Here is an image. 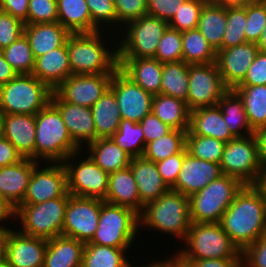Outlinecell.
<instances>
[{"instance_id":"obj_11","label":"cell","mask_w":266,"mask_h":267,"mask_svg":"<svg viewBox=\"0 0 266 267\" xmlns=\"http://www.w3.org/2000/svg\"><path fill=\"white\" fill-rule=\"evenodd\" d=\"M220 167L224 175L238 178L244 185H255L263 169L253 134L235 137L226 143Z\"/></svg>"},{"instance_id":"obj_35","label":"cell","mask_w":266,"mask_h":267,"mask_svg":"<svg viewBox=\"0 0 266 267\" xmlns=\"http://www.w3.org/2000/svg\"><path fill=\"white\" fill-rule=\"evenodd\" d=\"M217 105L221 109L223 119L234 137H246L253 134L254 130L248 122L243 101L233 89H229L220 98Z\"/></svg>"},{"instance_id":"obj_7","label":"cell","mask_w":266,"mask_h":267,"mask_svg":"<svg viewBox=\"0 0 266 267\" xmlns=\"http://www.w3.org/2000/svg\"><path fill=\"white\" fill-rule=\"evenodd\" d=\"M53 91L33 74H18L0 86L3 114L36 115L51 99Z\"/></svg>"},{"instance_id":"obj_33","label":"cell","mask_w":266,"mask_h":267,"mask_svg":"<svg viewBox=\"0 0 266 267\" xmlns=\"http://www.w3.org/2000/svg\"><path fill=\"white\" fill-rule=\"evenodd\" d=\"M97 138H109L118 131L121 116L115 94L108 89L91 107Z\"/></svg>"},{"instance_id":"obj_55","label":"cell","mask_w":266,"mask_h":267,"mask_svg":"<svg viewBox=\"0 0 266 267\" xmlns=\"http://www.w3.org/2000/svg\"><path fill=\"white\" fill-rule=\"evenodd\" d=\"M243 267H266V235L242 251Z\"/></svg>"},{"instance_id":"obj_52","label":"cell","mask_w":266,"mask_h":267,"mask_svg":"<svg viewBox=\"0 0 266 267\" xmlns=\"http://www.w3.org/2000/svg\"><path fill=\"white\" fill-rule=\"evenodd\" d=\"M24 25L18 18L0 10V50L23 35Z\"/></svg>"},{"instance_id":"obj_56","label":"cell","mask_w":266,"mask_h":267,"mask_svg":"<svg viewBox=\"0 0 266 267\" xmlns=\"http://www.w3.org/2000/svg\"><path fill=\"white\" fill-rule=\"evenodd\" d=\"M139 124L142 127L144 133L145 144L152 142L167 133H169L172 128L167 124L163 123L157 116L152 112L148 113Z\"/></svg>"},{"instance_id":"obj_47","label":"cell","mask_w":266,"mask_h":267,"mask_svg":"<svg viewBox=\"0 0 266 267\" xmlns=\"http://www.w3.org/2000/svg\"><path fill=\"white\" fill-rule=\"evenodd\" d=\"M208 0H187L168 23L169 27L179 32L196 29L204 4Z\"/></svg>"},{"instance_id":"obj_20","label":"cell","mask_w":266,"mask_h":267,"mask_svg":"<svg viewBox=\"0 0 266 267\" xmlns=\"http://www.w3.org/2000/svg\"><path fill=\"white\" fill-rule=\"evenodd\" d=\"M50 102L59 110L72 140L81 150L97 139L91 108L64 102L54 92Z\"/></svg>"},{"instance_id":"obj_5","label":"cell","mask_w":266,"mask_h":267,"mask_svg":"<svg viewBox=\"0 0 266 267\" xmlns=\"http://www.w3.org/2000/svg\"><path fill=\"white\" fill-rule=\"evenodd\" d=\"M175 255L179 260L242 258V251L231 241L220 223H190L185 242ZM181 248V249H180Z\"/></svg>"},{"instance_id":"obj_30","label":"cell","mask_w":266,"mask_h":267,"mask_svg":"<svg viewBox=\"0 0 266 267\" xmlns=\"http://www.w3.org/2000/svg\"><path fill=\"white\" fill-rule=\"evenodd\" d=\"M85 243L63 235L47 240L44 267H81Z\"/></svg>"},{"instance_id":"obj_50","label":"cell","mask_w":266,"mask_h":267,"mask_svg":"<svg viewBox=\"0 0 266 267\" xmlns=\"http://www.w3.org/2000/svg\"><path fill=\"white\" fill-rule=\"evenodd\" d=\"M57 20V0H29L27 24L51 23Z\"/></svg>"},{"instance_id":"obj_66","label":"cell","mask_w":266,"mask_h":267,"mask_svg":"<svg viewBox=\"0 0 266 267\" xmlns=\"http://www.w3.org/2000/svg\"><path fill=\"white\" fill-rule=\"evenodd\" d=\"M209 2L222 6V7H240L246 3L243 0H208Z\"/></svg>"},{"instance_id":"obj_3","label":"cell","mask_w":266,"mask_h":267,"mask_svg":"<svg viewBox=\"0 0 266 267\" xmlns=\"http://www.w3.org/2000/svg\"><path fill=\"white\" fill-rule=\"evenodd\" d=\"M190 223L189 197L171 188L157 200L147 203L139 214V227L173 235L183 243Z\"/></svg>"},{"instance_id":"obj_4","label":"cell","mask_w":266,"mask_h":267,"mask_svg":"<svg viewBox=\"0 0 266 267\" xmlns=\"http://www.w3.org/2000/svg\"><path fill=\"white\" fill-rule=\"evenodd\" d=\"M35 161L63 163L81 150L72 140L59 110L49 102L35 115Z\"/></svg>"},{"instance_id":"obj_67","label":"cell","mask_w":266,"mask_h":267,"mask_svg":"<svg viewBox=\"0 0 266 267\" xmlns=\"http://www.w3.org/2000/svg\"><path fill=\"white\" fill-rule=\"evenodd\" d=\"M255 186L262 192L263 197L266 201V165L263 166V169Z\"/></svg>"},{"instance_id":"obj_45","label":"cell","mask_w":266,"mask_h":267,"mask_svg":"<svg viewBox=\"0 0 266 267\" xmlns=\"http://www.w3.org/2000/svg\"><path fill=\"white\" fill-rule=\"evenodd\" d=\"M246 4L240 7H227V22L222 40V49L247 42L245 37Z\"/></svg>"},{"instance_id":"obj_29","label":"cell","mask_w":266,"mask_h":267,"mask_svg":"<svg viewBox=\"0 0 266 267\" xmlns=\"http://www.w3.org/2000/svg\"><path fill=\"white\" fill-rule=\"evenodd\" d=\"M186 135L213 137L225 143L235 138L230 133L218 105L190 112V126Z\"/></svg>"},{"instance_id":"obj_27","label":"cell","mask_w":266,"mask_h":267,"mask_svg":"<svg viewBox=\"0 0 266 267\" xmlns=\"http://www.w3.org/2000/svg\"><path fill=\"white\" fill-rule=\"evenodd\" d=\"M103 200L131 208L138 214L142 212L144 205L140 202L138 187L130 167L109 173L108 191Z\"/></svg>"},{"instance_id":"obj_22","label":"cell","mask_w":266,"mask_h":267,"mask_svg":"<svg viewBox=\"0 0 266 267\" xmlns=\"http://www.w3.org/2000/svg\"><path fill=\"white\" fill-rule=\"evenodd\" d=\"M38 163L30 158H23L15 164L0 168V195L14 209L22 203Z\"/></svg>"},{"instance_id":"obj_12","label":"cell","mask_w":266,"mask_h":267,"mask_svg":"<svg viewBox=\"0 0 266 267\" xmlns=\"http://www.w3.org/2000/svg\"><path fill=\"white\" fill-rule=\"evenodd\" d=\"M80 153L82 150L71 154L63 162L67 172L68 192L77 197L103 200L108 191L109 173L103 171L87 153V157H81V160L78 157Z\"/></svg>"},{"instance_id":"obj_40","label":"cell","mask_w":266,"mask_h":267,"mask_svg":"<svg viewBox=\"0 0 266 267\" xmlns=\"http://www.w3.org/2000/svg\"><path fill=\"white\" fill-rule=\"evenodd\" d=\"M216 60V51L196 28L182 32V61L187 64H208Z\"/></svg>"},{"instance_id":"obj_23","label":"cell","mask_w":266,"mask_h":267,"mask_svg":"<svg viewBox=\"0 0 266 267\" xmlns=\"http://www.w3.org/2000/svg\"><path fill=\"white\" fill-rule=\"evenodd\" d=\"M35 115L3 114L1 134L23 158L35 161Z\"/></svg>"},{"instance_id":"obj_48","label":"cell","mask_w":266,"mask_h":267,"mask_svg":"<svg viewBox=\"0 0 266 267\" xmlns=\"http://www.w3.org/2000/svg\"><path fill=\"white\" fill-rule=\"evenodd\" d=\"M154 58L161 63L182 61V32L168 27L160 38Z\"/></svg>"},{"instance_id":"obj_2","label":"cell","mask_w":266,"mask_h":267,"mask_svg":"<svg viewBox=\"0 0 266 267\" xmlns=\"http://www.w3.org/2000/svg\"><path fill=\"white\" fill-rule=\"evenodd\" d=\"M106 32L110 34L106 30L69 35L67 50L72 75L113 74L119 68L118 43H116L118 41L112 44L107 42L104 39ZM108 43L112 47L110 45L108 47Z\"/></svg>"},{"instance_id":"obj_38","label":"cell","mask_w":266,"mask_h":267,"mask_svg":"<svg viewBox=\"0 0 266 267\" xmlns=\"http://www.w3.org/2000/svg\"><path fill=\"white\" fill-rule=\"evenodd\" d=\"M242 99L248 122L253 130L266 126V85L236 86Z\"/></svg>"},{"instance_id":"obj_17","label":"cell","mask_w":266,"mask_h":267,"mask_svg":"<svg viewBox=\"0 0 266 267\" xmlns=\"http://www.w3.org/2000/svg\"><path fill=\"white\" fill-rule=\"evenodd\" d=\"M113 74L71 75L53 92L64 102L91 108L110 88Z\"/></svg>"},{"instance_id":"obj_64","label":"cell","mask_w":266,"mask_h":267,"mask_svg":"<svg viewBox=\"0 0 266 267\" xmlns=\"http://www.w3.org/2000/svg\"><path fill=\"white\" fill-rule=\"evenodd\" d=\"M172 256L170 258L167 257L165 260L161 259V261L153 260L150 264H147L145 266L143 265L140 267H183V264L178 259V257L175 254H173ZM133 267H136V266H133Z\"/></svg>"},{"instance_id":"obj_53","label":"cell","mask_w":266,"mask_h":267,"mask_svg":"<svg viewBox=\"0 0 266 267\" xmlns=\"http://www.w3.org/2000/svg\"><path fill=\"white\" fill-rule=\"evenodd\" d=\"M183 159L184 149L180 153L156 162L157 170L169 188H172L177 182Z\"/></svg>"},{"instance_id":"obj_28","label":"cell","mask_w":266,"mask_h":267,"mask_svg":"<svg viewBox=\"0 0 266 267\" xmlns=\"http://www.w3.org/2000/svg\"><path fill=\"white\" fill-rule=\"evenodd\" d=\"M23 34L27 38L34 58L64 45L71 34L58 21L25 24Z\"/></svg>"},{"instance_id":"obj_57","label":"cell","mask_w":266,"mask_h":267,"mask_svg":"<svg viewBox=\"0 0 266 267\" xmlns=\"http://www.w3.org/2000/svg\"><path fill=\"white\" fill-rule=\"evenodd\" d=\"M257 85H266V52L262 51H259L245 78L238 86Z\"/></svg>"},{"instance_id":"obj_26","label":"cell","mask_w":266,"mask_h":267,"mask_svg":"<svg viewBox=\"0 0 266 267\" xmlns=\"http://www.w3.org/2000/svg\"><path fill=\"white\" fill-rule=\"evenodd\" d=\"M138 187L140 202L145 206L150 201L157 200L170 188L162 180L156 163L142 157H132L129 165Z\"/></svg>"},{"instance_id":"obj_41","label":"cell","mask_w":266,"mask_h":267,"mask_svg":"<svg viewBox=\"0 0 266 267\" xmlns=\"http://www.w3.org/2000/svg\"><path fill=\"white\" fill-rule=\"evenodd\" d=\"M187 131L172 129L166 135L147 143L143 157L156 163L180 153L186 147Z\"/></svg>"},{"instance_id":"obj_63","label":"cell","mask_w":266,"mask_h":267,"mask_svg":"<svg viewBox=\"0 0 266 267\" xmlns=\"http://www.w3.org/2000/svg\"><path fill=\"white\" fill-rule=\"evenodd\" d=\"M15 219V209L0 195V228H7L3 222Z\"/></svg>"},{"instance_id":"obj_43","label":"cell","mask_w":266,"mask_h":267,"mask_svg":"<svg viewBox=\"0 0 266 267\" xmlns=\"http://www.w3.org/2000/svg\"><path fill=\"white\" fill-rule=\"evenodd\" d=\"M226 143L213 137L186 135V150L197 159L220 164Z\"/></svg>"},{"instance_id":"obj_8","label":"cell","mask_w":266,"mask_h":267,"mask_svg":"<svg viewBox=\"0 0 266 267\" xmlns=\"http://www.w3.org/2000/svg\"><path fill=\"white\" fill-rule=\"evenodd\" d=\"M139 214L133 209L113 205L101 199L98 227L88 243L114 248H131L138 236Z\"/></svg>"},{"instance_id":"obj_44","label":"cell","mask_w":266,"mask_h":267,"mask_svg":"<svg viewBox=\"0 0 266 267\" xmlns=\"http://www.w3.org/2000/svg\"><path fill=\"white\" fill-rule=\"evenodd\" d=\"M1 51L17 74H32L35 58L24 34Z\"/></svg>"},{"instance_id":"obj_61","label":"cell","mask_w":266,"mask_h":267,"mask_svg":"<svg viewBox=\"0 0 266 267\" xmlns=\"http://www.w3.org/2000/svg\"><path fill=\"white\" fill-rule=\"evenodd\" d=\"M256 140L258 155L263 166L266 165V127H260L253 131Z\"/></svg>"},{"instance_id":"obj_24","label":"cell","mask_w":266,"mask_h":267,"mask_svg":"<svg viewBox=\"0 0 266 267\" xmlns=\"http://www.w3.org/2000/svg\"><path fill=\"white\" fill-rule=\"evenodd\" d=\"M32 74L52 91L71 76L67 41L61 47L52 49L46 54L35 58Z\"/></svg>"},{"instance_id":"obj_31","label":"cell","mask_w":266,"mask_h":267,"mask_svg":"<svg viewBox=\"0 0 266 267\" xmlns=\"http://www.w3.org/2000/svg\"><path fill=\"white\" fill-rule=\"evenodd\" d=\"M85 148L91 159L107 173L129 167L132 160V156L116 144L111 137L97 138Z\"/></svg>"},{"instance_id":"obj_71","label":"cell","mask_w":266,"mask_h":267,"mask_svg":"<svg viewBox=\"0 0 266 267\" xmlns=\"http://www.w3.org/2000/svg\"><path fill=\"white\" fill-rule=\"evenodd\" d=\"M0 267H9L6 263L4 265H1Z\"/></svg>"},{"instance_id":"obj_69","label":"cell","mask_w":266,"mask_h":267,"mask_svg":"<svg viewBox=\"0 0 266 267\" xmlns=\"http://www.w3.org/2000/svg\"><path fill=\"white\" fill-rule=\"evenodd\" d=\"M245 3H262L266 0H243Z\"/></svg>"},{"instance_id":"obj_49","label":"cell","mask_w":266,"mask_h":267,"mask_svg":"<svg viewBox=\"0 0 266 267\" xmlns=\"http://www.w3.org/2000/svg\"><path fill=\"white\" fill-rule=\"evenodd\" d=\"M245 37L247 42L257 43L266 24V1L246 3Z\"/></svg>"},{"instance_id":"obj_25","label":"cell","mask_w":266,"mask_h":267,"mask_svg":"<svg viewBox=\"0 0 266 267\" xmlns=\"http://www.w3.org/2000/svg\"><path fill=\"white\" fill-rule=\"evenodd\" d=\"M119 69L152 95L160 94L163 63L154 57L118 58Z\"/></svg>"},{"instance_id":"obj_32","label":"cell","mask_w":266,"mask_h":267,"mask_svg":"<svg viewBox=\"0 0 266 267\" xmlns=\"http://www.w3.org/2000/svg\"><path fill=\"white\" fill-rule=\"evenodd\" d=\"M152 113L172 129L189 130L190 110L181 99L161 93L154 95Z\"/></svg>"},{"instance_id":"obj_60","label":"cell","mask_w":266,"mask_h":267,"mask_svg":"<svg viewBox=\"0 0 266 267\" xmlns=\"http://www.w3.org/2000/svg\"><path fill=\"white\" fill-rule=\"evenodd\" d=\"M22 159V155L13 144L0 134V168L15 164Z\"/></svg>"},{"instance_id":"obj_9","label":"cell","mask_w":266,"mask_h":267,"mask_svg":"<svg viewBox=\"0 0 266 267\" xmlns=\"http://www.w3.org/2000/svg\"><path fill=\"white\" fill-rule=\"evenodd\" d=\"M70 195H63L38 204H20L15 209L24 234L46 240L62 235L65 209Z\"/></svg>"},{"instance_id":"obj_51","label":"cell","mask_w":266,"mask_h":267,"mask_svg":"<svg viewBox=\"0 0 266 267\" xmlns=\"http://www.w3.org/2000/svg\"><path fill=\"white\" fill-rule=\"evenodd\" d=\"M117 28L147 15V0H114ZM119 24V25H118Z\"/></svg>"},{"instance_id":"obj_36","label":"cell","mask_w":266,"mask_h":267,"mask_svg":"<svg viewBox=\"0 0 266 267\" xmlns=\"http://www.w3.org/2000/svg\"><path fill=\"white\" fill-rule=\"evenodd\" d=\"M58 22L70 33H91V14L86 0H57Z\"/></svg>"},{"instance_id":"obj_13","label":"cell","mask_w":266,"mask_h":267,"mask_svg":"<svg viewBox=\"0 0 266 267\" xmlns=\"http://www.w3.org/2000/svg\"><path fill=\"white\" fill-rule=\"evenodd\" d=\"M228 90L215 62L189 64L187 106L190 112L216 106Z\"/></svg>"},{"instance_id":"obj_59","label":"cell","mask_w":266,"mask_h":267,"mask_svg":"<svg viewBox=\"0 0 266 267\" xmlns=\"http://www.w3.org/2000/svg\"><path fill=\"white\" fill-rule=\"evenodd\" d=\"M29 0H0V10L27 24Z\"/></svg>"},{"instance_id":"obj_14","label":"cell","mask_w":266,"mask_h":267,"mask_svg":"<svg viewBox=\"0 0 266 267\" xmlns=\"http://www.w3.org/2000/svg\"><path fill=\"white\" fill-rule=\"evenodd\" d=\"M101 199L70 195L62 235L83 243L92 240L98 227Z\"/></svg>"},{"instance_id":"obj_54","label":"cell","mask_w":266,"mask_h":267,"mask_svg":"<svg viewBox=\"0 0 266 267\" xmlns=\"http://www.w3.org/2000/svg\"><path fill=\"white\" fill-rule=\"evenodd\" d=\"M187 0H147V15L169 23Z\"/></svg>"},{"instance_id":"obj_58","label":"cell","mask_w":266,"mask_h":267,"mask_svg":"<svg viewBox=\"0 0 266 267\" xmlns=\"http://www.w3.org/2000/svg\"><path fill=\"white\" fill-rule=\"evenodd\" d=\"M185 267H243L242 258L180 260Z\"/></svg>"},{"instance_id":"obj_16","label":"cell","mask_w":266,"mask_h":267,"mask_svg":"<svg viewBox=\"0 0 266 267\" xmlns=\"http://www.w3.org/2000/svg\"><path fill=\"white\" fill-rule=\"evenodd\" d=\"M109 89L115 94L121 119L139 123L152 112L154 95L134 83L119 68L113 73Z\"/></svg>"},{"instance_id":"obj_10","label":"cell","mask_w":266,"mask_h":267,"mask_svg":"<svg viewBox=\"0 0 266 267\" xmlns=\"http://www.w3.org/2000/svg\"><path fill=\"white\" fill-rule=\"evenodd\" d=\"M168 27L166 21L150 15L127 23L122 27L123 32L120 29L119 34L114 33L121 38L117 37L118 58L155 57L160 38Z\"/></svg>"},{"instance_id":"obj_18","label":"cell","mask_w":266,"mask_h":267,"mask_svg":"<svg viewBox=\"0 0 266 267\" xmlns=\"http://www.w3.org/2000/svg\"><path fill=\"white\" fill-rule=\"evenodd\" d=\"M258 53L257 44L251 42L216 51L215 64L228 89H234L243 81Z\"/></svg>"},{"instance_id":"obj_68","label":"cell","mask_w":266,"mask_h":267,"mask_svg":"<svg viewBox=\"0 0 266 267\" xmlns=\"http://www.w3.org/2000/svg\"><path fill=\"white\" fill-rule=\"evenodd\" d=\"M256 44L258 46L259 51L266 52V24L262 31L261 37Z\"/></svg>"},{"instance_id":"obj_37","label":"cell","mask_w":266,"mask_h":267,"mask_svg":"<svg viewBox=\"0 0 266 267\" xmlns=\"http://www.w3.org/2000/svg\"><path fill=\"white\" fill-rule=\"evenodd\" d=\"M129 249L85 243L81 267H133L125 256Z\"/></svg>"},{"instance_id":"obj_39","label":"cell","mask_w":266,"mask_h":267,"mask_svg":"<svg viewBox=\"0 0 266 267\" xmlns=\"http://www.w3.org/2000/svg\"><path fill=\"white\" fill-rule=\"evenodd\" d=\"M189 64L184 61L163 63L160 93L187 103Z\"/></svg>"},{"instance_id":"obj_21","label":"cell","mask_w":266,"mask_h":267,"mask_svg":"<svg viewBox=\"0 0 266 267\" xmlns=\"http://www.w3.org/2000/svg\"><path fill=\"white\" fill-rule=\"evenodd\" d=\"M221 175L220 164L194 158L185 147L179 177L171 189L190 197Z\"/></svg>"},{"instance_id":"obj_46","label":"cell","mask_w":266,"mask_h":267,"mask_svg":"<svg viewBox=\"0 0 266 267\" xmlns=\"http://www.w3.org/2000/svg\"><path fill=\"white\" fill-rule=\"evenodd\" d=\"M86 4L91 14L92 32L105 31L107 26L109 29L111 28L110 31L113 28L112 26H114V29L117 28L114 0H86Z\"/></svg>"},{"instance_id":"obj_62","label":"cell","mask_w":266,"mask_h":267,"mask_svg":"<svg viewBox=\"0 0 266 267\" xmlns=\"http://www.w3.org/2000/svg\"><path fill=\"white\" fill-rule=\"evenodd\" d=\"M18 74L13 67L6 61L2 51L0 50V86L8 83Z\"/></svg>"},{"instance_id":"obj_1","label":"cell","mask_w":266,"mask_h":267,"mask_svg":"<svg viewBox=\"0 0 266 267\" xmlns=\"http://www.w3.org/2000/svg\"><path fill=\"white\" fill-rule=\"evenodd\" d=\"M220 224L240 251L266 235V201L262 192L255 185H244Z\"/></svg>"},{"instance_id":"obj_19","label":"cell","mask_w":266,"mask_h":267,"mask_svg":"<svg viewBox=\"0 0 266 267\" xmlns=\"http://www.w3.org/2000/svg\"><path fill=\"white\" fill-rule=\"evenodd\" d=\"M47 240L7 228L6 264L9 267H44Z\"/></svg>"},{"instance_id":"obj_70","label":"cell","mask_w":266,"mask_h":267,"mask_svg":"<svg viewBox=\"0 0 266 267\" xmlns=\"http://www.w3.org/2000/svg\"><path fill=\"white\" fill-rule=\"evenodd\" d=\"M2 116H3V113L0 110V134H1V126H2Z\"/></svg>"},{"instance_id":"obj_15","label":"cell","mask_w":266,"mask_h":267,"mask_svg":"<svg viewBox=\"0 0 266 267\" xmlns=\"http://www.w3.org/2000/svg\"><path fill=\"white\" fill-rule=\"evenodd\" d=\"M43 164L44 166L39 162L35 166L21 204H38L63 195H71L68 192L67 172L64 164L47 162Z\"/></svg>"},{"instance_id":"obj_34","label":"cell","mask_w":266,"mask_h":267,"mask_svg":"<svg viewBox=\"0 0 266 267\" xmlns=\"http://www.w3.org/2000/svg\"><path fill=\"white\" fill-rule=\"evenodd\" d=\"M227 22V8L207 1L200 13L197 29L215 51L222 49Z\"/></svg>"},{"instance_id":"obj_42","label":"cell","mask_w":266,"mask_h":267,"mask_svg":"<svg viewBox=\"0 0 266 267\" xmlns=\"http://www.w3.org/2000/svg\"><path fill=\"white\" fill-rule=\"evenodd\" d=\"M111 138L132 157H142L145 151L144 133L139 123L121 119L118 131Z\"/></svg>"},{"instance_id":"obj_65","label":"cell","mask_w":266,"mask_h":267,"mask_svg":"<svg viewBox=\"0 0 266 267\" xmlns=\"http://www.w3.org/2000/svg\"><path fill=\"white\" fill-rule=\"evenodd\" d=\"M7 228H0V266L6 263Z\"/></svg>"},{"instance_id":"obj_6","label":"cell","mask_w":266,"mask_h":267,"mask_svg":"<svg viewBox=\"0 0 266 267\" xmlns=\"http://www.w3.org/2000/svg\"><path fill=\"white\" fill-rule=\"evenodd\" d=\"M244 184L236 177L221 175L189 197L193 223H220L222 215L232 204Z\"/></svg>"}]
</instances>
